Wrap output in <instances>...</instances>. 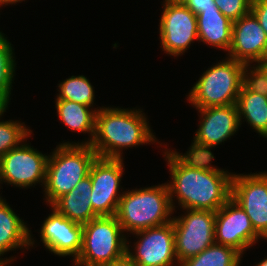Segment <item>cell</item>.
Instances as JSON below:
<instances>
[{"mask_svg":"<svg viewBox=\"0 0 267 266\" xmlns=\"http://www.w3.org/2000/svg\"><path fill=\"white\" fill-rule=\"evenodd\" d=\"M255 266H267V258L263 259L262 261H260Z\"/></svg>","mask_w":267,"mask_h":266,"instance_id":"33","label":"cell"},{"mask_svg":"<svg viewBox=\"0 0 267 266\" xmlns=\"http://www.w3.org/2000/svg\"><path fill=\"white\" fill-rule=\"evenodd\" d=\"M134 234L139 239L135 242L133 252H131L130 242L127 240L126 256L136 266H174L176 262V265L180 266L176 258L172 221Z\"/></svg>","mask_w":267,"mask_h":266,"instance_id":"11","label":"cell"},{"mask_svg":"<svg viewBox=\"0 0 267 266\" xmlns=\"http://www.w3.org/2000/svg\"><path fill=\"white\" fill-rule=\"evenodd\" d=\"M58 91L56 99L68 100L89 107L94 104V88L89 82V79L84 75L71 76L58 84Z\"/></svg>","mask_w":267,"mask_h":266,"instance_id":"23","label":"cell"},{"mask_svg":"<svg viewBox=\"0 0 267 266\" xmlns=\"http://www.w3.org/2000/svg\"><path fill=\"white\" fill-rule=\"evenodd\" d=\"M6 109L0 114L3 116ZM1 119V118H0ZM32 130L18 120L0 121V158L11 149L19 147L28 137Z\"/></svg>","mask_w":267,"mask_h":266,"instance_id":"25","label":"cell"},{"mask_svg":"<svg viewBox=\"0 0 267 266\" xmlns=\"http://www.w3.org/2000/svg\"><path fill=\"white\" fill-rule=\"evenodd\" d=\"M200 113L199 128L186 152L197 157H213L211 148L233 136L240 126L237 105L196 108Z\"/></svg>","mask_w":267,"mask_h":266,"instance_id":"7","label":"cell"},{"mask_svg":"<svg viewBox=\"0 0 267 266\" xmlns=\"http://www.w3.org/2000/svg\"><path fill=\"white\" fill-rule=\"evenodd\" d=\"M215 243L235 248L242 255L262 237L243 208L230 198L216 211Z\"/></svg>","mask_w":267,"mask_h":266,"instance_id":"14","label":"cell"},{"mask_svg":"<svg viewBox=\"0 0 267 266\" xmlns=\"http://www.w3.org/2000/svg\"><path fill=\"white\" fill-rule=\"evenodd\" d=\"M55 107L57 109V116L61 120L62 123L71 131L75 132H84L90 134V138H88L87 142L85 140L82 142H64L60 144H88L90 145L95 132V117L96 112L99 110L95 108L91 109L87 105H83L80 103L63 100V99H55Z\"/></svg>","mask_w":267,"mask_h":266,"instance_id":"20","label":"cell"},{"mask_svg":"<svg viewBox=\"0 0 267 266\" xmlns=\"http://www.w3.org/2000/svg\"><path fill=\"white\" fill-rule=\"evenodd\" d=\"M82 226V247L74 266H100L126 255L127 238L115 215L96 217Z\"/></svg>","mask_w":267,"mask_h":266,"instance_id":"6","label":"cell"},{"mask_svg":"<svg viewBox=\"0 0 267 266\" xmlns=\"http://www.w3.org/2000/svg\"><path fill=\"white\" fill-rule=\"evenodd\" d=\"M91 190L92 182L90 175H88L79 181L69 193L58 198L50 207L69 220L84 225L99 217L92 207Z\"/></svg>","mask_w":267,"mask_h":266,"instance_id":"18","label":"cell"},{"mask_svg":"<svg viewBox=\"0 0 267 266\" xmlns=\"http://www.w3.org/2000/svg\"><path fill=\"white\" fill-rule=\"evenodd\" d=\"M216 212L185 209L181 217H173L176 258L181 264L215 243Z\"/></svg>","mask_w":267,"mask_h":266,"instance_id":"8","label":"cell"},{"mask_svg":"<svg viewBox=\"0 0 267 266\" xmlns=\"http://www.w3.org/2000/svg\"><path fill=\"white\" fill-rule=\"evenodd\" d=\"M251 12L255 15L260 26L267 34V0H252Z\"/></svg>","mask_w":267,"mask_h":266,"instance_id":"28","label":"cell"},{"mask_svg":"<svg viewBox=\"0 0 267 266\" xmlns=\"http://www.w3.org/2000/svg\"><path fill=\"white\" fill-rule=\"evenodd\" d=\"M244 63L227 57L208 68L193 85L187 100L194 108L236 104Z\"/></svg>","mask_w":267,"mask_h":266,"instance_id":"5","label":"cell"},{"mask_svg":"<svg viewBox=\"0 0 267 266\" xmlns=\"http://www.w3.org/2000/svg\"><path fill=\"white\" fill-rule=\"evenodd\" d=\"M5 109H8V105L0 99V114H1Z\"/></svg>","mask_w":267,"mask_h":266,"instance_id":"32","label":"cell"},{"mask_svg":"<svg viewBox=\"0 0 267 266\" xmlns=\"http://www.w3.org/2000/svg\"><path fill=\"white\" fill-rule=\"evenodd\" d=\"M0 184H2L1 182V171H0ZM1 186V185H0ZM1 188V187H0ZM2 198V196H0V199Z\"/></svg>","mask_w":267,"mask_h":266,"instance_id":"34","label":"cell"},{"mask_svg":"<svg viewBox=\"0 0 267 266\" xmlns=\"http://www.w3.org/2000/svg\"><path fill=\"white\" fill-rule=\"evenodd\" d=\"M231 198L246 212L254 230L267 240V172L233 174Z\"/></svg>","mask_w":267,"mask_h":266,"instance_id":"13","label":"cell"},{"mask_svg":"<svg viewBox=\"0 0 267 266\" xmlns=\"http://www.w3.org/2000/svg\"><path fill=\"white\" fill-rule=\"evenodd\" d=\"M48 158L23 142L0 158L1 182L26 189L37 183L44 187Z\"/></svg>","mask_w":267,"mask_h":266,"instance_id":"12","label":"cell"},{"mask_svg":"<svg viewBox=\"0 0 267 266\" xmlns=\"http://www.w3.org/2000/svg\"><path fill=\"white\" fill-rule=\"evenodd\" d=\"M227 56L244 64L267 59V34L251 11L233 22Z\"/></svg>","mask_w":267,"mask_h":266,"instance_id":"15","label":"cell"},{"mask_svg":"<svg viewBox=\"0 0 267 266\" xmlns=\"http://www.w3.org/2000/svg\"><path fill=\"white\" fill-rule=\"evenodd\" d=\"M163 2L159 23L160 44L170 56H181L191 43L198 41L197 18L180 0Z\"/></svg>","mask_w":267,"mask_h":266,"instance_id":"9","label":"cell"},{"mask_svg":"<svg viewBox=\"0 0 267 266\" xmlns=\"http://www.w3.org/2000/svg\"><path fill=\"white\" fill-rule=\"evenodd\" d=\"M22 1H25V0H0V6H4V5H10V4H16V2H22Z\"/></svg>","mask_w":267,"mask_h":266,"instance_id":"31","label":"cell"},{"mask_svg":"<svg viewBox=\"0 0 267 266\" xmlns=\"http://www.w3.org/2000/svg\"><path fill=\"white\" fill-rule=\"evenodd\" d=\"M236 105L240 125L245 119L260 136L267 139V97L248 91L242 85Z\"/></svg>","mask_w":267,"mask_h":266,"instance_id":"21","label":"cell"},{"mask_svg":"<svg viewBox=\"0 0 267 266\" xmlns=\"http://www.w3.org/2000/svg\"><path fill=\"white\" fill-rule=\"evenodd\" d=\"M52 213L45 218L41 229V242L54 255L72 256L73 262L80 255L83 226L66 218L51 207Z\"/></svg>","mask_w":267,"mask_h":266,"instance_id":"16","label":"cell"},{"mask_svg":"<svg viewBox=\"0 0 267 266\" xmlns=\"http://www.w3.org/2000/svg\"><path fill=\"white\" fill-rule=\"evenodd\" d=\"M241 257L235 248L214 243L200 254L187 258L180 266H240Z\"/></svg>","mask_w":267,"mask_h":266,"instance_id":"22","label":"cell"},{"mask_svg":"<svg viewBox=\"0 0 267 266\" xmlns=\"http://www.w3.org/2000/svg\"><path fill=\"white\" fill-rule=\"evenodd\" d=\"M124 170L123 158L97 157L92 163L89 171L92 182L90 198L93 210L99 217L116 214L123 195L119 190Z\"/></svg>","mask_w":267,"mask_h":266,"instance_id":"10","label":"cell"},{"mask_svg":"<svg viewBox=\"0 0 267 266\" xmlns=\"http://www.w3.org/2000/svg\"><path fill=\"white\" fill-rule=\"evenodd\" d=\"M48 156L43 191L46 203L51 206L89 175L91 165L98 156L88 144H59Z\"/></svg>","mask_w":267,"mask_h":266,"instance_id":"4","label":"cell"},{"mask_svg":"<svg viewBox=\"0 0 267 266\" xmlns=\"http://www.w3.org/2000/svg\"><path fill=\"white\" fill-rule=\"evenodd\" d=\"M163 155L172 179L166 183L174 211L178 206L173 198L183 210L214 212L231 198L233 173L212 166L213 157H197L169 149Z\"/></svg>","mask_w":267,"mask_h":266,"instance_id":"1","label":"cell"},{"mask_svg":"<svg viewBox=\"0 0 267 266\" xmlns=\"http://www.w3.org/2000/svg\"><path fill=\"white\" fill-rule=\"evenodd\" d=\"M14 210L8 205L5 198L0 199V256L17 248H27L33 246L35 240L31 235V229L23 222ZM15 257L0 258V261L7 266L14 261Z\"/></svg>","mask_w":267,"mask_h":266,"instance_id":"17","label":"cell"},{"mask_svg":"<svg viewBox=\"0 0 267 266\" xmlns=\"http://www.w3.org/2000/svg\"><path fill=\"white\" fill-rule=\"evenodd\" d=\"M221 13L232 22L251 11L252 0H214Z\"/></svg>","mask_w":267,"mask_h":266,"instance_id":"27","label":"cell"},{"mask_svg":"<svg viewBox=\"0 0 267 266\" xmlns=\"http://www.w3.org/2000/svg\"><path fill=\"white\" fill-rule=\"evenodd\" d=\"M250 64H244L242 85L248 91L267 97V64L265 62H257L253 67Z\"/></svg>","mask_w":267,"mask_h":266,"instance_id":"26","label":"cell"},{"mask_svg":"<svg viewBox=\"0 0 267 266\" xmlns=\"http://www.w3.org/2000/svg\"><path fill=\"white\" fill-rule=\"evenodd\" d=\"M142 109L100 107L90 146L101 158L122 159L123 149L155 143L153 131Z\"/></svg>","mask_w":267,"mask_h":266,"instance_id":"2","label":"cell"},{"mask_svg":"<svg viewBox=\"0 0 267 266\" xmlns=\"http://www.w3.org/2000/svg\"><path fill=\"white\" fill-rule=\"evenodd\" d=\"M12 44L0 31V99L7 105L11 99V89L15 76L16 62Z\"/></svg>","mask_w":267,"mask_h":266,"instance_id":"24","label":"cell"},{"mask_svg":"<svg viewBox=\"0 0 267 266\" xmlns=\"http://www.w3.org/2000/svg\"><path fill=\"white\" fill-rule=\"evenodd\" d=\"M100 266H136L126 255L114 262L103 264Z\"/></svg>","mask_w":267,"mask_h":266,"instance_id":"30","label":"cell"},{"mask_svg":"<svg viewBox=\"0 0 267 266\" xmlns=\"http://www.w3.org/2000/svg\"><path fill=\"white\" fill-rule=\"evenodd\" d=\"M195 15H198L203 9L217 7L214 0H180Z\"/></svg>","mask_w":267,"mask_h":266,"instance_id":"29","label":"cell"},{"mask_svg":"<svg viewBox=\"0 0 267 266\" xmlns=\"http://www.w3.org/2000/svg\"><path fill=\"white\" fill-rule=\"evenodd\" d=\"M196 18L198 41L228 52L232 43L233 22L217 7L203 9Z\"/></svg>","mask_w":267,"mask_h":266,"instance_id":"19","label":"cell"},{"mask_svg":"<svg viewBox=\"0 0 267 266\" xmlns=\"http://www.w3.org/2000/svg\"><path fill=\"white\" fill-rule=\"evenodd\" d=\"M173 207L166 183L123 191L115 214L124 232L135 233L167 224Z\"/></svg>","mask_w":267,"mask_h":266,"instance_id":"3","label":"cell"}]
</instances>
